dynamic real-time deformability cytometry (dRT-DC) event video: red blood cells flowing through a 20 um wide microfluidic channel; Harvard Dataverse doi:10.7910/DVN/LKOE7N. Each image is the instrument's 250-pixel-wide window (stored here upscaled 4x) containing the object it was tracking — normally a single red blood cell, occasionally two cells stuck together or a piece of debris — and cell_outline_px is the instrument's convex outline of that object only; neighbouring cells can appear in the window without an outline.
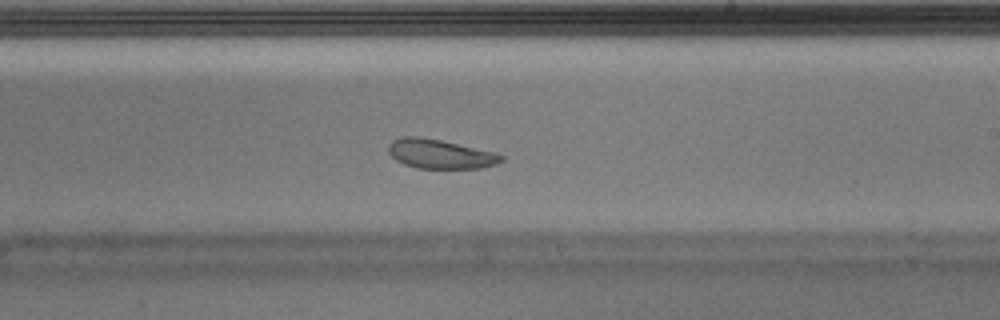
{"species": "Egyptian fruit bat (a non-hibernating species)", "species_latin": "Rousettus aegyptiacus", "temperature_condition": "warm", "stored_images_in_passage": 43, "camera_frame_rate_fps": 3000, "um_per_image_px": 0.085, "animal": {"sex": "male"}, "frame": {"image": 1, "passage_image": 25, "time_ms": 8.0, "image_size_px": [1000, 320], "cell_outline_px": [[504, 160], [496, 164], [480, 168], [416, 168], [404, 164], [396, 160], [388, 152], [388, 144], [392, 140], [400, 136], [416, 136], [440, 140], [496, 152], [504, 156]], "centroid_in_image_um": [37.4, 13.08], "position_along_channel_um": 251.6, "area_um2": 19.31}}